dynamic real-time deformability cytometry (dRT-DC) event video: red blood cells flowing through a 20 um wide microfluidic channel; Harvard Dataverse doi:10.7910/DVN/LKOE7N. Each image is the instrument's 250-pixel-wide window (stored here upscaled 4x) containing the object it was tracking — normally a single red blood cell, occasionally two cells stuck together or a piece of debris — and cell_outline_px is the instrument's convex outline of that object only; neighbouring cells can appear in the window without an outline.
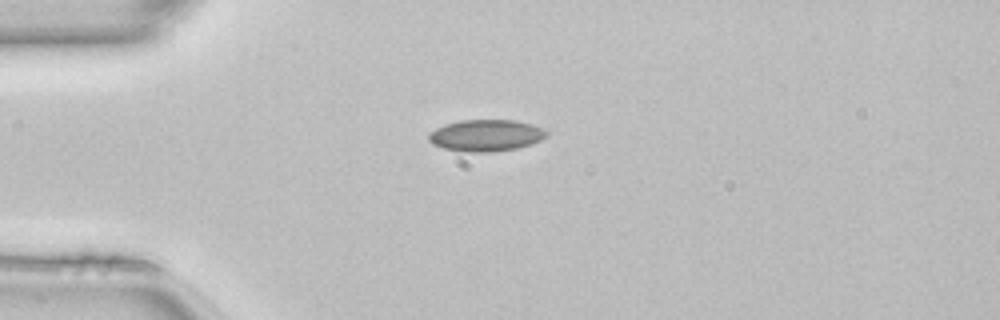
{"species": "common noctule bat (a hibernating species)", "species_latin": "Nyctalus noctula", "temperature_condition": "room temperature", "stored_images_in_passage": 38, "camera_frame_rate_fps": 3000, "um_per_image_px": 0.085, "animal": {"sex": "female", "body_mass_g": 22.7, "forearm_length_mm": 54.2}, "frame": {"image": 1, "passage_image": 1, "time_ms": 0.0, "image_size_px": [1000, 320], "cell_outline_px": [[548, 136], [532, 144], [516, 148], [488, 152], [472, 152], [444, 148], [432, 144], [428, 140], [428, 132], [444, 124], [460, 120], [516, 120], [540, 128], [548, 132]], "centroid_in_image_um": [41.27, 11.5], "position_along_channel_um": 43.7, "area_um2": 21.62}}
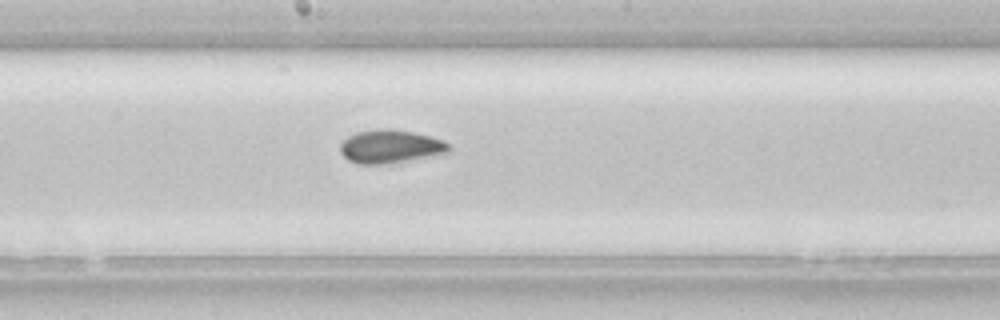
{"frame": {"image": 2, "passage_image": 15, "time_ms": 4.667, "image_size_px": [1000, 320], "cell_outline_px": [[452, 148], [448, 152], [384, 164], [360, 164], [348, 160], [340, 152], [340, 144], [348, 136], [356, 132], [384, 128], [412, 132], [444, 140]], "centroid_in_image_um": [33.14, 12.45], "position_along_channel_um": 215.1, "area_um2": 20.69}}
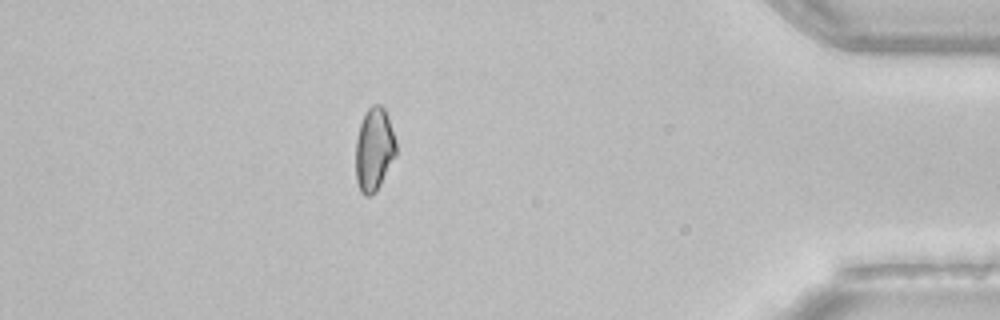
{"frame": {"image": 3, "passage_image": 32, "time_ms": 10.333, "image_size_px": [1000, 320], "cell_outline_px": [[396, 156], [376, 192], [372, 196], [364, 196], [360, 192], [356, 180], [356, 140], [360, 124], [364, 112], [372, 104], [380, 104], [384, 108], [388, 116], [396, 140]], "centroid_in_image_um": [31.8, 12.7], "position_along_channel_um": 403.4, "area_um2": 19.88}, "authors_computed_cell_mechanics": {"area_um2": 20.1433, "velocity_mm_per_s": 4.1232, "shape_relaxation_time_tau1_ms": null, "shape_relaxation_time_tau2_ms": 2.332, "deformation_change_tau1": null, "deformation_change_tau2": 0.0809}}